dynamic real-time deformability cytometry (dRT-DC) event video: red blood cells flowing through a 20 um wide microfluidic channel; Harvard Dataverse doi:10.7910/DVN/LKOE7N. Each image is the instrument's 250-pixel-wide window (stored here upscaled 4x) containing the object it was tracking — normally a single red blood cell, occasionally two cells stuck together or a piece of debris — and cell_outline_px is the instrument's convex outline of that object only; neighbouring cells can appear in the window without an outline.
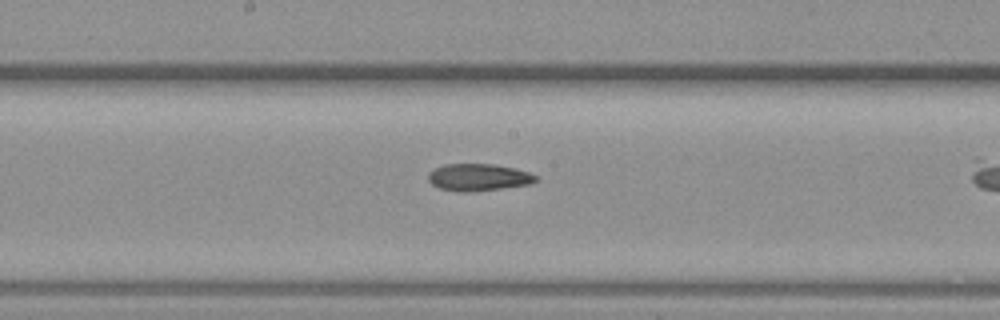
{"species": "common noctule bat (a hibernating species)", "species_latin": "Nyctalus noctula", "temperature_condition": "warm", "stored_images_in_passage": 7, "camera_frame_rate_fps": 3000, "um_per_image_px": 0.085, "animal": {"sex": "female", "body_mass_g": 19.3, "forearm_length_mm": 54.1}, "frame": {"image": 1, "passage_image": 6, "time_ms": 6.333, "image_size_px": [1000, 320], "cell_outline_px": [[536, 180], [532, 184], [472, 192], [464, 192], [440, 188], [432, 184], [428, 180], [428, 172], [444, 164], [496, 164], [528, 172], [536, 176]], "centroid_in_image_um": [40.65, 15.07], "position_along_channel_um": 207.5, "area_um2": 16.88}}